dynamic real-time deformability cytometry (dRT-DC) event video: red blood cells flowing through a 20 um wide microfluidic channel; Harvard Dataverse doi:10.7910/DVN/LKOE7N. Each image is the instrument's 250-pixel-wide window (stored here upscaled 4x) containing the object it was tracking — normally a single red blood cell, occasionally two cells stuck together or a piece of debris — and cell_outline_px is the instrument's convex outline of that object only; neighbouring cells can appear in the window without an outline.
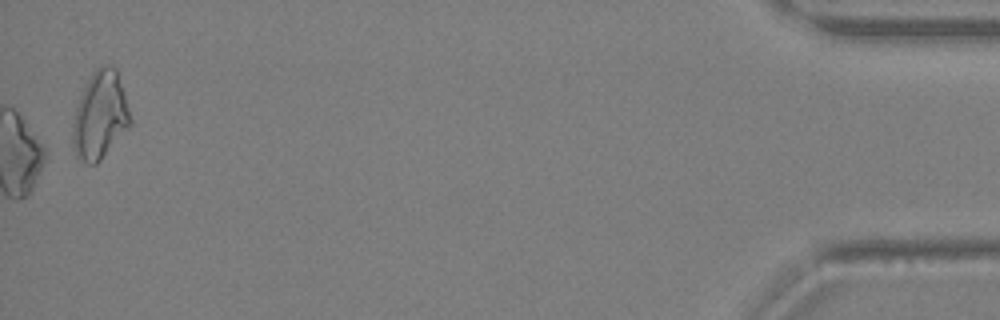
{"species": "Egyptian fruit bat (a non-hibernating species)", "species_latin": "Rousettus aegyptiacus", "temperature_condition": "warm", "stored_images_in_passage": 35, "camera_frame_rate_fps": 3000, "um_per_image_px": 0.085, "animal": {"sex": "female"}, "frame": {"image": 1, "passage_image": 35, "time_ms": 11.333, "image_size_px": [1000, 320], "cell_outline_px": [[132, 124], [100, 160], [96, 164], [88, 164], [76, 156], [72, 144], [72, 124], [76, 108], [80, 96], [92, 72], [96, 68], [104, 64], [116, 68], [124, 92], [132, 120]], "centroid_in_image_um": [8.5, 9.81], "position_along_channel_um": 426.7, "area_um2": 29.3}}